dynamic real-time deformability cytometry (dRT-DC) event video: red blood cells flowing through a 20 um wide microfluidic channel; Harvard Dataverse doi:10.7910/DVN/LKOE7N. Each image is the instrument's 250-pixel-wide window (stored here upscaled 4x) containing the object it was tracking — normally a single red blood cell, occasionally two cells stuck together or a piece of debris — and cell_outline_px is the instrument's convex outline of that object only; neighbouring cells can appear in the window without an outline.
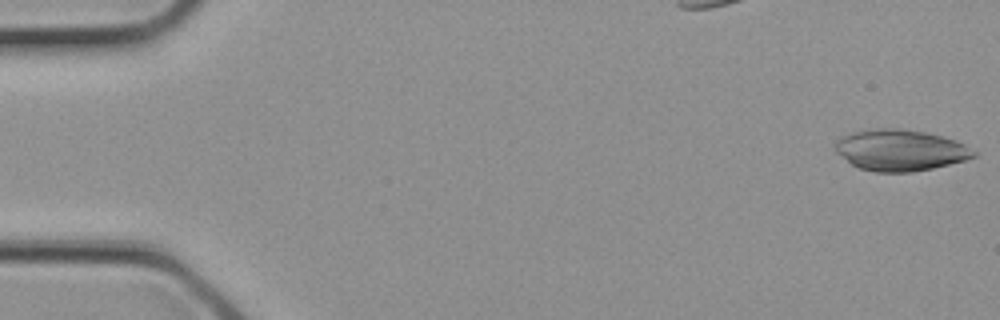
{"species": "common noctule bat (a hibernating species)", "species_latin": "Nyctalus noctula", "temperature_condition": "cold", "stored_images_in_passage": 3, "camera_frame_rate_fps": 3000, "um_per_image_px": 0.085, "animal": {"sex": "female", "body_mass_g": 21.9}, "frame": {"image": 1, "passage_image": 1, "time_ms": 0.0, "image_size_px": [1000, 320], "cell_outline_px": [[976, 156], [964, 160], [932, 168], [912, 172], [876, 172], [860, 168], [852, 164], [836, 152], [832, 144], [836, 140], [852, 132], [868, 128], [900, 128], [924, 132], [956, 140], [964, 144], [976, 152]], "centroid_in_image_um": [76.48, 12.75], "position_along_channel_um": 8.5, "area_um2": 33.23}}
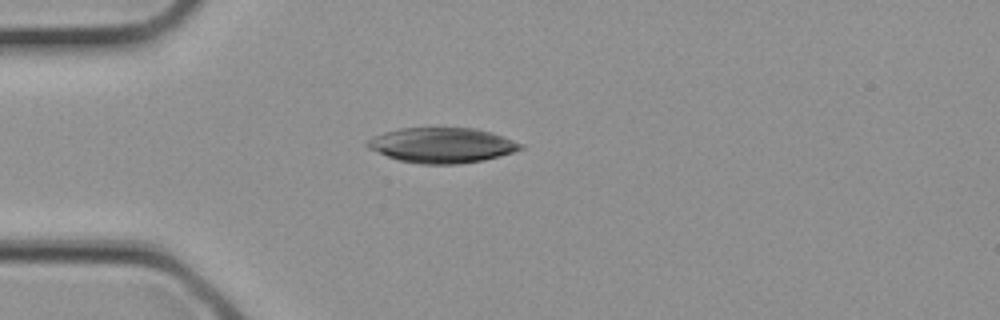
{"frame": {"image": 2, "passage_image": 3, "time_ms": 0.667, "image_size_px": [1000, 320], "cell_outline_px": [[524, 148], [500, 156], [480, 160], [456, 164], [420, 164], [400, 160], [388, 156], [368, 148], [364, 144], [372, 136], [384, 132], [400, 128], [476, 128], [492, 132], [504, 136], [524, 144]], "centroid_in_image_um": [37.57, 12.33], "position_along_channel_um": 47.4, "area_um2": 31.33}}